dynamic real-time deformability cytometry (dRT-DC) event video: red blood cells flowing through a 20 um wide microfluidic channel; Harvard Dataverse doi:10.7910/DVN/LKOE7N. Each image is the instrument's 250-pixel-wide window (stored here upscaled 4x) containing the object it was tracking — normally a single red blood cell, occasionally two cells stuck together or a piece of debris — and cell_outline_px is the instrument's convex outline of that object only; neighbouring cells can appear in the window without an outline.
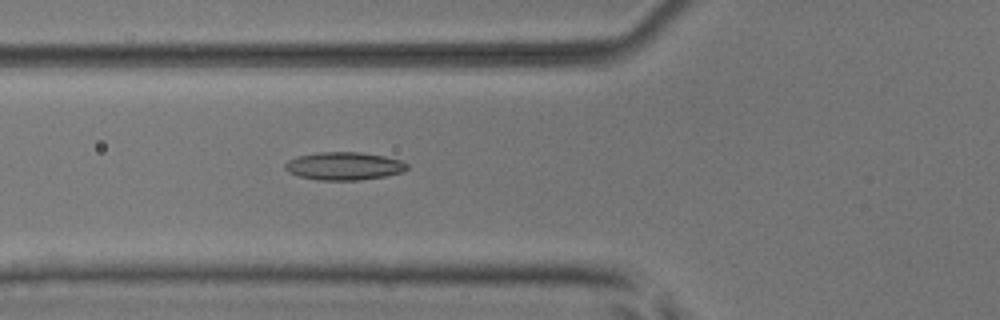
{"species": "common noctule bat (a hibernating species)", "species_latin": "Nyctalus noctula", "temperature_condition": "room temperature", "stored_images_in_passage": 5, "camera_frame_rate_fps": 3000, "um_per_image_px": 0.085, "animal": {"sex": "male", "body_mass_g": 17.9, "forearm_length_mm": 54.2}, "frame": {"image": 1, "passage_image": 5, "time_ms": 1.333, "image_size_px": [1000, 320], "cell_outline_px": [[408, 168], [404, 172], [384, 176], [360, 180], [316, 180], [300, 176], [288, 172], [284, 168], [284, 164], [288, 160], [296, 156], [316, 152], [360, 152], [384, 156], [400, 160], [408, 164]], "centroid_in_image_um": [29.22, 14.11], "position_along_channel_um": 96.6, "area_um2": 20.0}}